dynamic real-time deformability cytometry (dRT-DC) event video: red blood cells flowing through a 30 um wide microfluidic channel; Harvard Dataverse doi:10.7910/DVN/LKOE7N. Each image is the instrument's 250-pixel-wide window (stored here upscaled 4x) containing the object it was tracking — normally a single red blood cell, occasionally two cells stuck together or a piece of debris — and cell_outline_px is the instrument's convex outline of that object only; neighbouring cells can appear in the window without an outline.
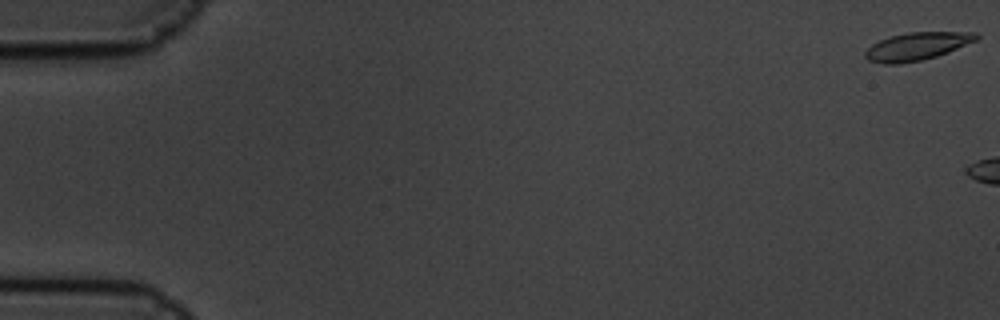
{"species": "common noctule bat (a hibernating species)", "species_latin": "Nyctalus noctula", "temperature_condition": "cold", "stored_images_in_passage": 10, "segment_of_instrument_passage": [1, 2], "camera_frame_rate_fps": 3000, "um_per_image_px": 0.085, "animal": {"sex": "male", "body_mass_g": 19.5, "forearm_length_mm": 54.6}, "frame": {"image": 1, "passage_image": 1, "time_ms": 0.0, "image_size_px": [1000, 320], "cell_outline_px": [[980, 36], [976, 40], [936, 56], [920, 60], [900, 64], [884, 64], [868, 60], [864, 56], [864, 52], [872, 44], [880, 40], [892, 36], [908, 32], [976, 32]], "centroid_in_image_um": [77.9, 3.93], "position_along_channel_um": 7.1, "area_um2": 17.74}}
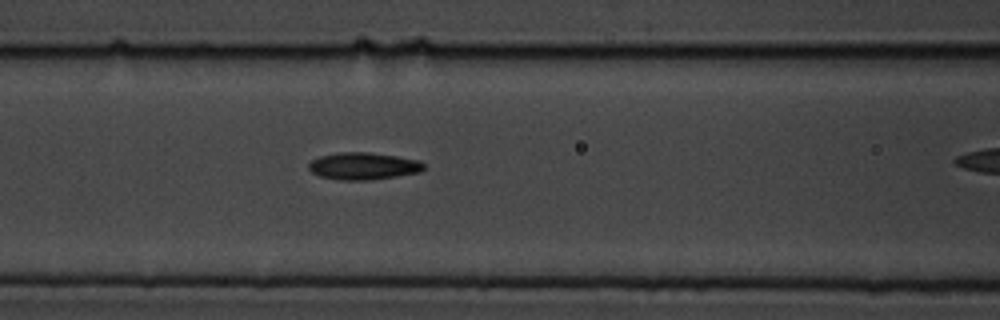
{"frame": {"image": 2, "passage_image": 9, "time_ms": 2.667, "image_size_px": [1000, 320], "cell_outline_px": [[424, 168], [420, 172], [396, 176], [368, 180], [340, 180], [320, 176], [312, 172], [308, 168], [308, 164], [312, 160], [320, 156], [340, 152], [368, 152], [396, 156], [420, 160], [424, 164]], "centroid_in_image_um": [30.88, 14.11], "position_along_channel_um": 135.7, "area_um2": 18.15}}